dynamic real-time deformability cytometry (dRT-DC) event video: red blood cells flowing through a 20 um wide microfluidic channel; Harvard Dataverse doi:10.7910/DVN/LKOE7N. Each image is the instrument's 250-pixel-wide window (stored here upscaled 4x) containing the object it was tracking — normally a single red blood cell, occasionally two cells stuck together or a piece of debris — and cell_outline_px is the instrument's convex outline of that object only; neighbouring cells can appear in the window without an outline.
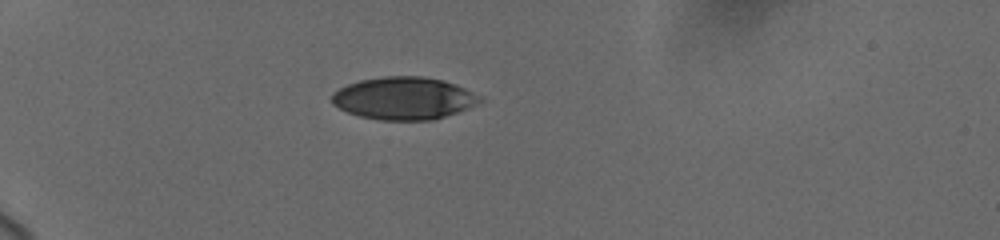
{"species": "human", "species_latin": "Homo sapiens", "temperature_condition": "cold", "stored_images_in_passage": 3, "camera_frame_rate_fps": 3000, "um_per_image_px": 0.085, "donor": {"sex": "female"}, "frame": {"image": 1, "passage_image": 1, "time_ms": 0.0, "image_size_px": [1000, 240], "cell_outline_px": [[484, 100], [456, 112], [432, 120], [380, 120], [360, 116], [348, 112], [332, 104], [332, 92], [348, 84], [360, 80], [384, 76], [424, 76], [444, 80], [464, 88]], "centroid_in_image_um": [34.27, 8.34], "position_along_channel_um": 50.7, "area_um2": 36.3}}
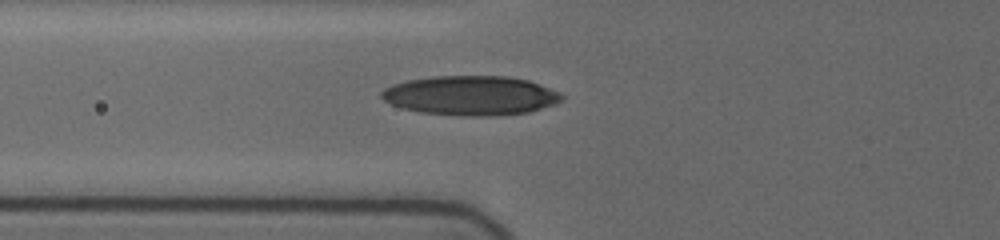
{"frame": {"image": 2, "passage_image": 3, "time_ms": 2.0, "image_size_px": [1000, 240], "cell_outline_px": [[564, 96], [556, 104], [528, 112], [496, 116], [460, 116], [420, 112], [404, 108], [392, 104], [384, 100], [380, 96], [380, 92], [384, 88], [392, 84], [408, 80], [432, 76], [508, 76], [528, 80], [548, 88]], "centroid_in_image_um": [39.98, 8.12], "position_along_channel_um": 85.8, "area_um2": 41.38}}